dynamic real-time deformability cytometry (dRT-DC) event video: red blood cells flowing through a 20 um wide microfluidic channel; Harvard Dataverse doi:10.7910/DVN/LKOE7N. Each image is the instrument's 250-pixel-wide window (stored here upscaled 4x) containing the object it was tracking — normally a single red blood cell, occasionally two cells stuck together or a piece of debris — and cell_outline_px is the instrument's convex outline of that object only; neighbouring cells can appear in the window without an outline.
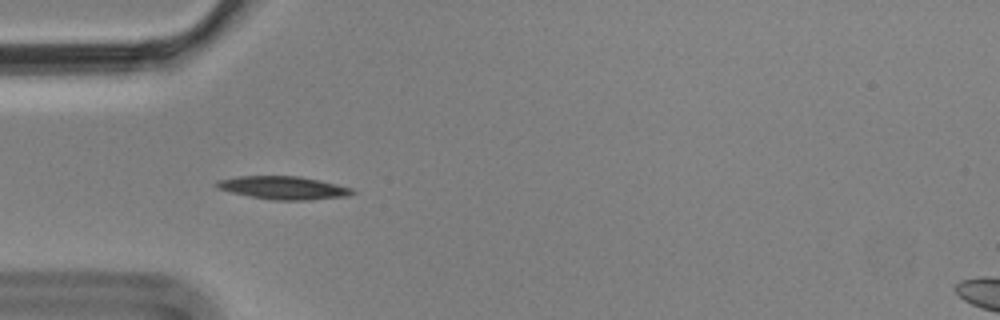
{"species": "Egyptian fruit bat (a non-hibernating species)", "species_latin": "Rousettus aegyptiacus", "temperature_condition": "cold", "stored_images_in_passage": 3, "camera_frame_rate_fps": 3000, "um_per_image_px": 0.085, "animal": {"sex": "male"}, "frame": {"image": 1, "passage_image": 2, "time_ms": 0.333, "image_size_px": [1000, 320], "cell_outline_px": [[356, 192], [348, 196], [308, 200], [272, 200], [232, 192], [216, 188], [212, 184], [216, 180], [236, 176], [300, 176], [320, 180], [352, 188]], "centroid_in_image_um": [24.06, 15.95], "position_along_channel_um": 60.9, "area_um2": 18.32}}